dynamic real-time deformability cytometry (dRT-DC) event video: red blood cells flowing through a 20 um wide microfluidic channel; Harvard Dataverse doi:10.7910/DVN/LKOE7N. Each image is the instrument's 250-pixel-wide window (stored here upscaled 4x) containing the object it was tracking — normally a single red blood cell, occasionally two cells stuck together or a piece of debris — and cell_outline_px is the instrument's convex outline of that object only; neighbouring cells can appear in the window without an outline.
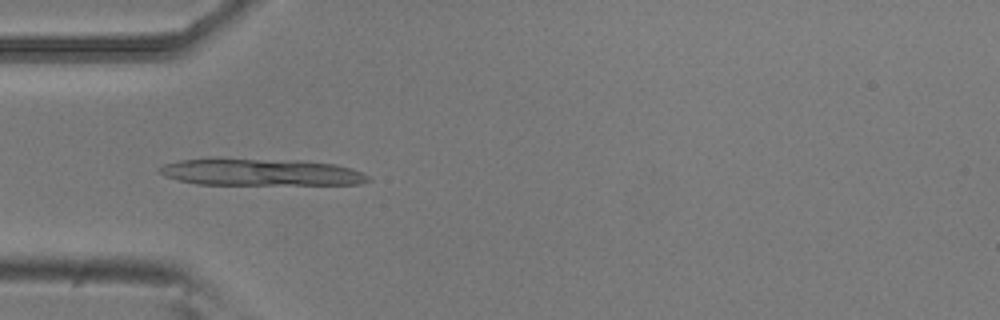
{"species": "common noctule bat (a hibernating species)", "species_latin": "Nyctalus noctula", "temperature_condition": "room temperature", "stored_images_in_passage": 40, "camera_frame_rate_fps": 3000, "um_per_image_px": 0.085, "animal": {"sex": "male", "body_mass_g": 20.5, "forearm_length_mm": 52.5}, "frame": {"image": 1, "passage_image": 3, "time_ms": 0.667, "image_size_px": [1000, 320], "cell_outline_px": [[372, 180], [360, 184], [196, 184], [164, 176], [156, 172], [156, 168], [164, 164], [180, 160], [296, 160], [336, 164], [352, 168], [368, 176]], "centroid_in_image_um": [22.18, 14.65], "position_along_channel_um": 62.8, "area_um2": 32.02}}